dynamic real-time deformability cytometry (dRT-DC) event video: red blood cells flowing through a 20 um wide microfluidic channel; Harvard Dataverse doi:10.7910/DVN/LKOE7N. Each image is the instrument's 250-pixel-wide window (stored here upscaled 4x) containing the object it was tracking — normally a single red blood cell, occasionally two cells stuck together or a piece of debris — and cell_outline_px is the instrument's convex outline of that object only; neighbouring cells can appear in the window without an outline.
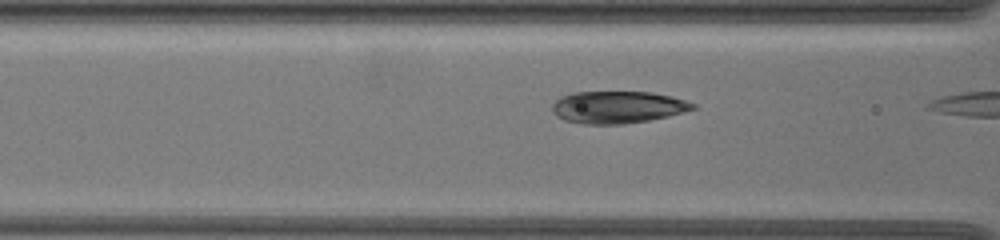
{"species": "common noctule bat (a hibernating species)", "species_latin": "Nyctalus noctula", "temperature_condition": "warm", "stored_images_in_passage": 11, "camera_frame_rate_fps": 3000, "um_per_image_px": 0.085, "animal": {"sex": "female", "body_mass_g": 19.5, "forearm_length_mm": 54.1}, "frame": {"image": 1, "passage_image": 10, "time_ms": 3.0, "image_size_px": [1000, 240], "cell_outline_px": [[696, 108], [668, 116], [648, 120], [624, 124], [580, 124], [564, 120], [556, 116], [552, 112], [552, 104], [560, 96], [572, 92], [652, 92], [672, 96], [696, 104]], "centroid_in_image_um": [52.46, 9.11], "position_along_channel_um": 114.1, "area_um2": 26.47}}